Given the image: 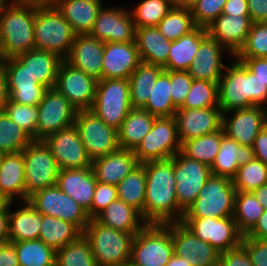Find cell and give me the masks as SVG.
<instances>
[{
    "label": "cell",
    "mask_w": 267,
    "mask_h": 266,
    "mask_svg": "<svg viewBox=\"0 0 267 266\" xmlns=\"http://www.w3.org/2000/svg\"><path fill=\"white\" fill-rule=\"evenodd\" d=\"M146 171V195L144 221L147 224H168L182 221L184 213L179 209L173 159L148 161Z\"/></svg>",
    "instance_id": "1"
},
{
    "label": "cell",
    "mask_w": 267,
    "mask_h": 266,
    "mask_svg": "<svg viewBox=\"0 0 267 266\" xmlns=\"http://www.w3.org/2000/svg\"><path fill=\"white\" fill-rule=\"evenodd\" d=\"M233 60L231 65L225 66L218 82V107L222 113L252 106L266 108L267 85L241 61L235 57Z\"/></svg>",
    "instance_id": "2"
},
{
    "label": "cell",
    "mask_w": 267,
    "mask_h": 266,
    "mask_svg": "<svg viewBox=\"0 0 267 266\" xmlns=\"http://www.w3.org/2000/svg\"><path fill=\"white\" fill-rule=\"evenodd\" d=\"M36 6L11 1L0 14V43L6 58L35 48Z\"/></svg>",
    "instance_id": "3"
},
{
    "label": "cell",
    "mask_w": 267,
    "mask_h": 266,
    "mask_svg": "<svg viewBox=\"0 0 267 266\" xmlns=\"http://www.w3.org/2000/svg\"><path fill=\"white\" fill-rule=\"evenodd\" d=\"M83 236L89 241L97 266H124L130 261L134 235L90 219Z\"/></svg>",
    "instance_id": "4"
},
{
    "label": "cell",
    "mask_w": 267,
    "mask_h": 266,
    "mask_svg": "<svg viewBox=\"0 0 267 266\" xmlns=\"http://www.w3.org/2000/svg\"><path fill=\"white\" fill-rule=\"evenodd\" d=\"M76 36L72 26L54 5L36 6L35 49L54 53L65 60Z\"/></svg>",
    "instance_id": "5"
},
{
    "label": "cell",
    "mask_w": 267,
    "mask_h": 266,
    "mask_svg": "<svg viewBox=\"0 0 267 266\" xmlns=\"http://www.w3.org/2000/svg\"><path fill=\"white\" fill-rule=\"evenodd\" d=\"M173 254L172 223L147 224L133 237L129 263L166 266Z\"/></svg>",
    "instance_id": "6"
},
{
    "label": "cell",
    "mask_w": 267,
    "mask_h": 266,
    "mask_svg": "<svg viewBox=\"0 0 267 266\" xmlns=\"http://www.w3.org/2000/svg\"><path fill=\"white\" fill-rule=\"evenodd\" d=\"M236 192L231 179L211 175L183 218L233 216Z\"/></svg>",
    "instance_id": "7"
},
{
    "label": "cell",
    "mask_w": 267,
    "mask_h": 266,
    "mask_svg": "<svg viewBox=\"0 0 267 266\" xmlns=\"http://www.w3.org/2000/svg\"><path fill=\"white\" fill-rule=\"evenodd\" d=\"M132 109L129 79H101L97 82L90 110L107 125L118 130Z\"/></svg>",
    "instance_id": "8"
},
{
    "label": "cell",
    "mask_w": 267,
    "mask_h": 266,
    "mask_svg": "<svg viewBox=\"0 0 267 266\" xmlns=\"http://www.w3.org/2000/svg\"><path fill=\"white\" fill-rule=\"evenodd\" d=\"M181 151L174 116L156 117L150 131L133 150L139 163L166 160Z\"/></svg>",
    "instance_id": "9"
},
{
    "label": "cell",
    "mask_w": 267,
    "mask_h": 266,
    "mask_svg": "<svg viewBox=\"0 0 267 266\" xmlns=\"http://www.w3.org/2000/svg\"><path fill=\"white\" fill-rule=\"evenodd\" d=\"M25 201L35 192L54 186L59 167L43 140H33L24 150Z\"/></svg>",
    "instance_id": "10"
},
{
    "label": "cell",
    "mask_w": 267,
    "mask_h": 266,
    "mask_svg": "<svg viewBox=\"0 0 267 266\" xmlns=\"http://www.w3.org/2000/svg\"><path fill=\"white\" fill-rule=\"evenodd\" d=\"M74 126L91 161L120 148L118 130L107 125L90 109L77 110Z\"/></svg>",
    "instance_id": "11"
},
{
    "label": "cell",
    "mask_w": 267,
    "mask_h": 266,
    "mask_svg": "<svg viewBox=\"0 0 267 266\" xmlns=\"http://www.w3.org/2000/svg\"><path fill=\"white\" fill-rule=\"evenodd\" d=\"M28 201L41 214L73 223L82 232L91 219L83 207L56 185L35 192Z\"/></svg>",
    "instance_id": "12"
},
{
    "label": "cell",
    "mask_w": 267,
    "mask_h": 266,
    "mask_svg": "<svg viewBox=\"0 0 267 266\" xmlns=\"http://www.w3.org/2000/svg\"><path fill=\"white\" fill-rule=\"evenodd\" d=\"M172 159L177 202L179 209L185 213L211 176V170L209 166L188 158L181 151Z\"/></svg>",
    "instance_id": "13"
},
{
    "label": "cell",
    "mask_w": 267,
    "mask_h": 266,
    "mask_svg": "<svg viewBox=\"0 0 267 266\" xmlns=\"http://www.w3.org/2000/svg\"><path fill=\"white\" fill-rule=\"evenodd\" d=\"M192 233L208 242L220 253L238 247L243 234L238 230L233 216L224 218H183L181 221Z\"/></svg>",
    "instance_id": "14"
},
{
    "label": "cell",
    "mask_w": 267,
    "mask_h": 266,
    "mask_svg": "<svg viewBox=\"0 0 267 266\" xmlns=\"http://www.w3.org/2000/svg\"><path fill=\"white\" fill-rule=\"evenodd\" d=\"M77 109L55 88L47 89L38 104L36 140H44L74 125Z\"/></svg>",
    "instance_id": "15"
},
{
    "label": "cell",
    "mask_w": 267,
    "mask_h": 266,
    "mask_svg": "<svg viewBox=\"0 0 267 266\" xmlns=\"http://www.w3.org/2000/svg\"><path fill=\"white\" fill-rule=\"evenodd\" d=\"M97 82L95 78L63 60L54 88L77 110H88L92 108L95 100Z\"/></svg>",
    "instance_id": "16"
},
{
    "label": "cell",
    "mask_w": 267,
    "mask_h": 266,
    "mask_svg": "<svg viewBox=\"0 0 267 266\" xmlns=\"http://www.w3.org/2000/svg\"><path fill=\"white\" fill-rule=\"evenodd\" d=\"M266 125L267 108L262 106H252L222 113V128L225 135L243 146L252 147L255 138Z\"/></svg>",
    "instance_id": "17"
},
{
    "label": "cell",
    "mask_w": 267,
    "mask_h": 266,
    "mask_svg": "<svg viewBox=\"0 0 267 266\" xmlns=\"http://www.w3.org/2000/svg\"><path fill=\"white\" fill-rule=\"evenodd\" d=\"M43 141L56 159L59 169L92 167V161L74 125L49 135Z\"/></svg>",
    "instance_id": "18"
},
{
    "label": "cell",
    "mask_w": 267,
    "mask_h": 266,
    "mask_svg": "<svg viewBox=\"0 0 267 266\" xmlns=\"http://www.w3.org/2000/svg\"><path fill=\"white\" fill-rule=\"evenodd\" d=\"M135 24L130 10L102 7L89 33L96 39L107 42H134Z\"/></svg>",
    "instance_id": "19"
},
{
    "label": "cell",
    "mask_w": 267,
    "mask_h": 266,
    "mask_svg": "<svg viewBox=\"0 0 267 266\" xmlns=\"http://www.w3.org/2000/svg\"><path fill=\"white\" fill-rule=\"evenodd\" d=\"M3 71L6 77L9 100L30 106L40 103L47 88L39 84L16 57L6 58Z\"/></svg>",
    "instance_id": "20"
},
{
    "label": "cell",
    "mask_w": 267,
    "mask_h": 266,
    "mask_svg": "<svg viewBox=\"0 0 267 266\" xmlns=\"http://www.w3.org/2000/svg\"><path fill=\"white\" fill-rule=\"evenodd\" d=\"M174 253L191 266H212L219 262L220 252L196 237L181 221L172 223Z\"/></svg>",
    "instance_id": "21"
},
{
    "label": "cell",
    "mask_w": 267,
    "mask_h": 266,
    "mask_svg": "<svg viewBox=\"0 0 267 266\" xmlns=\"http://www.w3.org/2000/svg\"><path fill=\"white\" fill-rule=\"evenodd\" d=\"M174 118L181 144L185 140L208 135L222 128V111L219 107L177 108Z\"/></svg>",
    "instance_id": "22"
},
{
    "label": "cell",
    "mask_w": 267,
    "mask_h": 266,
    "mask_svg": "<svg viewBox=\"0 0 267 266\" xmlns=\"http://www.w3.org/2000/svg\"><path fill=\"white\" fill-rule=\"evenodd\" d=\"M140 63L135 41L104 43L101 79H129Z\"/></svg>",
    "instance_id": "23"
},
{
    "label": "cell",
    "mask_w": 267,
    "mask_h": 266,
    "mask_svg": "<svg viewBox=\"0 0 267 266\" xmlns=\"http://www.w3.org/2000/svg\"><path fill=\"white\" fill-rule=\"evenodd\" d=\"M252 21L249 16L221 14L208 27L210 37L220 43L233 58L244 45Z\"/></svg>",
    "instance_id": "24"
},
{
    "label": "cell",
    "mask_w": 267,
    "mask_h": 266,
    "mask_svg": "<svg viewBox=\"0 0 267 266\" xmlns=\"http://www.w3.org/2000/svg\"><path fill=\"white\" fill-rule=\"evenodd\" d=\"M104 42L90 34H79L74 39L65 61L85 74L101 80Z\"/></svg>",
    "instance_id": "25"
},
{
    "label": "cell",
    "mask_w": 267,
    "mask_h": 266,
    "mask_svg": "<svg viewBox=\"0 0 267 266\" xmlns=\"http://www.w3.org/2000/svg\"><path fill=\"white\" fill-rule=\"evenodd\" d=\"M97 179L92 167L60 169L56 186L83 207L91 218Z\"/></svg>",
    "instance_id": "26"
},
{
    "label": "cell",
    "mask_w": 267,
    "mask_h": 266,
    "mask_svg": "<svg viewBox=\"0 0 267 266\" xmlns=\"http://www.w3.org/2000/svg\"><path fill=\"white\" fill-rule=\"evenodd\" d=\"M222 51H227L215 39L207 35L200 44L196 57L187 72L195 80L219 82L225 66Z\"/></svg>",
    "instance_id": "27"
},
{
    "label": "cell",
    "mask_w": 267,
    "mask_h": 266,
    "mask_svg": "<svg viewBox=\"0 0 267 266\" xmlns=\"http://www.w3.org/2000/svg\"><path fill=\"white\" fill-rule=\"evenodd\" d=\"M140 163L133 150H118L92 161V169L98 182L117 186Z\"/></svg>",
    "instance_id": "28"
},
{
    "label": "cell",
    "mask_w": 267,
    "mask_h": 266,
    "mask_svg": "<svg viewBox=\"0 0 267 266\" xmlns=\"http://www.w3.org/2000/svg\"><path fill=\"white\" fill-rule=\"evenodd\" d=\"M255 158L254 150L251 146H243L235 140L225 135L220 144V150L212 163L211 175L233 179L239 167L246 165Z\"/></svg>",
    "instance_id": "29"
},
{
    "label": "cell",
    "mask_w": 267,
    "mask_h": 266,
    "mask_svg": "<svg viewBox=\"0 0 267 266\" xmlns=\"http://www.w3.org/2000/svg\"><path fill=\"white\" fill-rule=\"evenodd\" d=\"M54 6L79 35L91 32L103 4L102 0H55Z\"/></svg>",
    "instance_id": "30"
},
{
    "label": "cell",
    "mask_w": 267,
    "mask_h": 266,
    "mask_svg": "<svg viewBox=\"0 0 267 266\" xmlns=\"http://www.w3.org/2000/svg\"><path fill=\"white\" fill-rule=\"evenodd\" d=\"M15 57L26 67L29 74L39 84L47 89L54 88L57 73L63 61L58 55L34 48Z\"/></svg>",
    "instance_id": "31"
},
{
    "label": "cell",
    "mask_w": 267,
    "mask_h": 266,
    "mask_svg": "<svg viewBox=\"0 0 267 266\" xmlns=\"http://www.w3.org/2000/svg\"><path fill=\"white\" fill-rule=\"evenodd\" d=\"M95 219L105 226L133 235L147 225L138 210L119 198L111 202Z\"/></svg>",
    "instance_id": "32"
},
{
    "label": "cell",
    "mask_w": 267,
    "mask_h": 266,
    "mask_svg": "<svg viewBox=\"0 0 267 266\" xmlns=\"http://www.w3.org/2000/svg\"><path fill=\"white\" fill-rule=\"evenodd\" d=\"M135 43L141 62L162 67L167 63L172 41L166 39L157 27L136 28Z\"/></svg>",
    "instance_id": "33"
},
{
    "label": "cell",
    "mask_w": 267,
    "mask_h": 266,
    "mask_svg": "<svg viewBox=\"0 0 267 266\" xmlns=\"http://www.w3.org/2000/svg\"><path fill=\"white\" fill-rule=\"evenodd\" d=\"M0 192L14 202L25 201V165L23 151L6 153L0 166ZM18 196V197H15Z\"/></svg>",
    "instance_id": "34"
},
{
    "label": "cell",
    "mask_w": 267,
    "mask_h": 266,
    "mask_svg": "<svg viewBox=\"0 0 267 266\" xmlns=\"http://www.w3.org/2000/svg\"><path fill=\"white\" fill-rule=\"evenodd\" d=\"M208 35L206 28L196 27L179 39L172 41L164 70L187 71L196 57L201 41Z\"/></svg>",
    "instance_id": "35"
},
{
    "label": "cell",
    "mask_w": 267,
    "mask_h": 266,
    "mask_svg": "<svg viewBox=\"0 0 267 266\" xmlns=\"http://www.w3.org/2000/svg\"><path fill=\"white\" fill-rule=\"evenodd\" d=\"M24 206L11 212L13 202L9 204V239L10 242L39 239L42 227V214L29 201Z\"/></svg>",
    "instance_id": "36"
},
{
    "label": "cell",
    "mask_w": 267,
    "mask_h": 266,
    "mask_svg": "<svg viewBox=\"0 0 267 266\" xmlns=\"http://www.w3.org/2000/svg\"><path fill=\"white\" fill-rule=\"evenodd\" d=\"M156 116L142 108H133L118 129L120 148L134 150L150 131Z\"/></svg>",
    "instance_id": "37"
},
{
    "label": "cell",
    "mask_w": 267,
    "mask_h": 266,
    "mask_svg": "<svg viewBox=\"0 0 267 266\" xmlns=\"http://www.w3.org/2000/svg\"><path fill=\"white\" fill-rule=\"evenodd\" d=\"M83 232L73 223L51 215L42 214L39 239L47 246L58 250L79 239Z\"/></svg>",
    "instance_id": "38"
},
{
    "label": "cell",
    "mask_w": 267,
    "mask_h": 266,
    "mask_svg": "<svg viewBox=\"0 0 267 266\" xmlns=\"http://www.w3.org/2000/svg\"><path fill=\"white\" fill-rule=\"evenodd\" d=\"M164 70L160 65L141 62L129 78L130 100L133 108H142L148 101L159 74Z\"/></svg>",
    "instance_id": "39"
},
{
    "label": "cell",
    "mask_w": 267,
    "mask_h": 266,
    "mask_svg": "<svg viewBox=\"0 0 267 266\" xmlns=\"http://www.w3.org/2000/svg\"><path fill=\"white\" fill-rule=\"evenodd\" d=\"M118 198L138 210L144 219L146 195V171L144 163H140L117 185Z\"/></svg>",
    "instance_id": "40"
},
{
    "label": "cell",
    "mask_w": 267,
    "mask_h": 266,
    "mask_svg": "<svg viewBox=\"0 0 267 266\" xmlns=\"http://www.w3.org/2000/svg\"><path fill=\"white\" fill-rule=\"evenodd\" d=\"M223 138V128L219 131L185 140L181 144V152L188 158L194 159L211 167Z\"/></svg>",
    "instance_id": "41"
},
{
    "label": "cell",
    "mask_w": 267,
    "mask_h": 266,
    "mask_svg": "<svg viewBox=\"0 0 267 266\" xmlns=\"http://www.w3.org/2000/svg\"><path fill=\"white\" fill-rule=\"evenodd\" d=\"M170 82V70H163L154 84L147 103L142 109L147 110L156 117H171L176 113L177 107L173 104Z\"/></svg>",
    "instance_id": "42"
},
{
    "label": "cell",
    "mask_w": 267,
    "mask_h": 266,
    "mask_svg": "<svg viewBox=\"0 0 267 266\" xmlns=\"http://www.w3.org/2000/svg\"><path fill=\"white\" fill-rule=\"evenodd\" d=\"M19 266H56V250L40 239L12 242Z\"/></svg>",
    "instance_id": "43"
},
{
    "label": "cell",
    "mask_w": 267,
    "mask_h": 266,
    "mask_svg": "<svg viewBox=\"0 0 267 266\" xmlns=\"http://www.w3.org/2000/svg\"><path fill=\"white\" fill-rule=\"evenodd\" d=\"M265 208L252 192L237 191L235 196L234 220L238 230L246 235L258 222Z\"/></svg>",
    "instance_id": "44"
},
{
    "label": "cell",
    "mask_w": 267,
    "mask_h": 266,
    "mask_svg": "<svg viewBox=\"0 0 267 266\" xmlns=\"http://www.w3.org/2000/svg\"><path fill=\"white\" fill-rule=\"evenodd\" d=\"M196 27L191 9L177 6H173L157 26L161 34L170 41L179 39Z\"/></svg>",
    "instance_id": "45"
},
{
    "label": "cell",
    "mask_w": 267,
    "mask_h": 266,
    "mask_svg": "<svg viewBox=\"0 0 267 266\" xmlns=\"http://www.w3.org/2000/svg\"><path fill=\"white\" fill-rule=\"evenodd\" d=\"M173 6V0H141L130 10L135 28L157 27Z\"/></svg>",
    "instance_id": "46"
},
{
    "label": "cell",
    "mask_w": 267,
    "mask_h": 266,
    "mask_svg": "<svg viewBox=\"0 0 267 266\" xmlns=\"http://www.w3.org/2000/svg\"><path fill=\"white\" fill-rule=\"evenodd\" d=\"M56 266H97L89 241L82 235L56 250Z\"/></svg>",
    "instance_id": "47"
},
{
    "label": "cell",
    "mask_w": 267,
    "mask_h": 266,
    "mask_svg": "<svg viewBox=\"0 0 267 266\" xmlns=\"http://www.w3.org/2000/svg\"><path fill=\"white\" fill-rule=\"evenodd\" d=\"M33 139L3 111H0V150L22 152Z\"/></svg>",
    "instance_id": "48"
},
{
    "label": "cell",
    "mask_w": 267,
    "mask_h": 266,
    "mask_svg": "<svg viewBox=\"0 0 267 266\" xmlns=\"http://www.w3.org/2000/svg\"><path fill=\"white\" fill-rule=\"evenodd\" d=\"M232 182L236 191L253 192L267 184V165L254 158L246 165L239 167Z\"/></svg>",
    "instance_id": "49"
},
{
    "label": "cell",
    "mask_w": 267,
    "mask_h": 266,
    "mask_svg": "<svg viewBox=\"0 0 267 266\" xmlns=\"http://www.w3.org/2000/svg\"><path fill=\"white\" fill-rule=\"evenodd\" d=\"M218 107V82L193 79L191 88L179 108Z\"/></svg>",
    "instance_id": "50"
},
{
    "label": "cell",
    "mask_w": 267,
    "mask_h": 266,
    "mask_svg": "<svg viewBox=\"0 0 267 266\" xmlns=\"http://www.w3.org/2000/svg\"><path fill=\"white\" fill-rule=\"evenodd\" d=\"M2 111L16 122L33 140H36L38 105L30 106L9 100Z\"/></svg>",
    "instance_id": "51"
},
{
    "label": "cell",
    "mask_w": 267,
    "mask_h": 266,
    "mask_svg": "<svg viewBox=\"0 0 267 266\" xmlns=\"http://www.w3.org/2000/svg\"><path fill=\"white\" fill-rule=\"evenodd\" d=\"M235 58H267V22L253 23Z\"/></svg>",
    "instance_id": "52"
},
{
    "label": "cell",
    "mask_w": 267,
    "mask_h": 266,
    "mask_svg": "<svg viewBox=\"0 0 267 266\" xmlns=\"http://www.w3.org/2000/svg\"><path fill=\"white\" fill-rule=\"evenodd\" d=\"M227 0H198L191 8L195 25L208 27L221 14Z\"/></svg>",
    "instance_id": "53"
},
{
    "label": "cell",
    "mask_w": 267,
    "mask_h": 266,
    "mask_svg": "<svg viewBox=\"0 0 267 266\" xmlns=\"http://www.w3.org/2000/svg\"><path fill=\"white\" fill-rule=\"evenodd\" d=\"M193 78L187 71H170V82H171V92L173 104L179 108L192 85Z\"/></svg>",
    "instance_id": "54"
},
{
    "label": "cell",
    "mask_w": 267,
    "mask_h": 266,
    "mask_svg": "<svg viewBox=\"0 0 267 266\" xmlns=\"http://www.w3.org/2000/svg\"><path fill=\"white\" fill-rule=\"evenodd\" d=\"M117 198V186L97 181L91 205V219L95 218L103 209Z\"/></svg>",
    "instance_id": "55"
},
{
    "label": "cell",
    "mask_w": 267,
    "mask_h": 266,
    "mask_svg": "<svg viewBox=\"0 0 267 266\" xmlns=\"http://www.w3.org/2000/svg\"><path fill=\"white\" fill-rule=\"evenodd\" d=\"M241 245L246 249L253 266H267V240L243 235Z\"/></svg>",
    "instance_id": "56"
},
{
    "label": "cell",
    "mask_w": 267,
    "mask_h": 266,
    "mask_svg": "<svg viewBox=\"0 0 267 266\" xmlns=\"http://www.w3.org/2000/svg\"><path fill=\"white\" fill-rule=\"evenodd\" d=\"M219 263L222 266H253L246 249L241 244L238 247L221 252Z\"/></svg>",
    "instance_id": "57"
},
{
    "label": "cell",
    "mask_w": 267,
    "mask_h": 266,
    "mask_svg": "<svg viewBox=\"0 0 267 266\" xmlns=\"http://www.w3.org/2000/svg\"><path fill=\"white\" fill-rule=\"evenodd\" d=\"M241 61L246 68L267 85V58H236Z\"/></svg>",
    "instance_id": "58"
},
{
    "label": "cell",
    "mask_w": 267,
    "mask_h": 266,
    "mask_svg": "<svg viewBox=\"0 0 267 266\" xmlns=\"http://www.w3.org/2000/svg\"><path fill=\"white\" fill-rule=\"evenodd\" d=\"M252 23L267 22V0H247Z\"/></svg>",
    "instance_id": "59"
},
{
    "label": "cell",
    "mask_w": 267,
    "mask_h": 266,
    "mask_svg": "<svg viewBox=\"0 0 267 266\" xmlns=\"http://www.w3.org/2000/svg\"><path fill=\"white\" fill-rule=\"evenodd\" d=\"M252 148L254 150L255 158L267 165V125L255 138Z\"/></svg>",
    "instance_id": "60"
},
{
    "label": "cell",
    "mask_w": 267,
    "mask_h": 266,
    "mask_svg": "<svg viewBox=\"0 0 267 266\" xmlns=\"http://www.w3.org/2000/svg\"><path fill=\"white\" fill-rule=\"evenodd\" d=\"M223 14L249 16L247 0H227L222 10Z\"/></svg>",
    "instance_id": "61"
},
{
    "label": "cell",
    "mask_w": 267,
    "mask_h": 266,
    "mask_svg": "<svg viewBox=\"0 0 267 266\" xmlns=\"http://www.w3.org/2000/svg\"><path fill=\"white\" fill-rule=\"evenodd\" d=\"M15 245L12 242L0 246V266H19Z\"/></svg>",
    "instance_id": "62"
},
{
    "label": "cell",
    "mask_w": 267,
    "mask_h": 266,
    "mask_svg": "<svg viewBox=\"0 0 267 266\" xmlns=\"http://www.w3.org/2000/svg\"><path fill=\"white\" fill-rule=\"evenodd\" d=\"M247 237L253 239L267 240V210L259 217L255 226L246 234Z\"/></svg>",
    "instance_id": "63"
},
{
    "label": "cell",
    "mask_w": 267,
    "mask_h": 266,
    "mask_svg": "<svg viewBox=\"0 0 267 266\" xmlns=\"http://www.w3.org/2000/svg\"><path fill=\"white\" fill-rule=\"evenodd\" d=\"M10 242L9 239V206L0 212V246Z\"/></svg>",
    "instance_id": "64"
},
{
    "label": "cell",
    "mask_w": 267,
    "mask_h": 266,
    "mask_svg": "<svg viewBox=\"0 0 267 266\" xmlns=\"http://www.w3.org/2000/svg\"><path fill=\"white\" fill-rule=\"evenodd\" d=\"M9 101V93L7 88L6 77L3 69H0V111Z\"/></svg>",
    "instance_id": "65"
},
{
    "label": "cell",
    "mask_w": 267,
    "mask_h": 266,
    "mask_svg": "<svg viewBox=\"0 0 267 266\" xmlns=\"http://www.w3.org/2000/svg\"><path fill=\"white\" fill-rule=\"evenodd\" d=\"M257 201L267 210V184L262 185L252 192Z\"/></svg>",
    "instance_id": "66"
},
{
    "label": "cell",
    "mask_w": 267,
    "mask_h": 266,
    "mask_svg": "<svg viewBox=\"0 0 267 266\" xmlns=\"http://www.w3.org/2000/svg\"><path fill=\"white\" fill-rule=\"evenodd\" d=\"M17 3L30 4L34 6H52L55 0H11Z\"/></svg>",
    "instance_id": "67"
},
{
    "label": "cell",
    "mask_w": 267,
    "mask_h": 266,
    "mask_svg": "<svg viewBox=\"0 0 267 266\" xmlns=\"http://www.w3.org/2000/svg\"><path fill=\"white\" fill-rule=\"evenodd\" d=\"M166 266H191L186 258L182 259L178 257L175 253L171 256L169 262Z\"/></svg>",
    "instance_id": "68"
},
{
    "label": "cell",
    "mask_w": 267,
    "mask_h": 266,
    "mask_svg": "<svg viewBox=\"0 0 267 266\" xmlns=\"http://www.w3.org/2000/svg\"><path fill=\"white\" fill-rule=\"evenodd\" d=\"M198 0H173L174 6L177 7H183V8H192V6L197 2Z\"/></svg>",
    "instance_id": "69"
},
{
    "label": "cell",
    "mask_w": 267,
    "mask_h": 266,
    "mask_svg": "<svg viewBox=\"0 0 267 266\" xmlns=\"http://www.w3.org/2000/svg\"><path fill=\"white\" fill-rule=\"evenodd\" d=\"M10 202L11 201L0 192V212L5 210L9 206Z\"/></svg>",
    "instance_id": "70"
},
{
    "label": "cell",
    "mask_w": 267,
    "mask_h": 266,
    "mask_svg": "<svg viewBox=\"0 0 267 266\" xmlns=\"http://www.w3.org/2000/svg\"><path fill=\"white\" fill-rule=\"evenodd\" d=\"M5 61H6V57L3 54L2 45L0 43V69H3V67L5 65Z\"/></svg>",
    "instance_id": "71"
},
{
    "label": "cell",
    "mask_w": 267,
    "mask_h": 266,
    "mask_svg": "<svg viewBox=\"0 0 267 266\" xmlns=\"http://www.w3.org/2000/svg\"><path fill=\"white\" fill-rule=\"evenodd\" d=\"M10 2L11 0H0V14Z\"/></svg>",
    "instance_id": "72"
},
{
    "label": "cell",
    "mask_w": 267,
    "mask_h": 266,
    "mask_svg": "<svg viewBox=\"0 0 267 266\" xmlns=\"http://www.w3.org/2000/svg\"><path fill=\"white\" fill-rule=\"evenodd\" d=\"M5 155H6V152L0 150V166H1L2 162H3V159H4Z\"/></svg>",
    "instance_id": "73"
},
{
    "label": "cell",
    "mask_w": 267,
    "mask_h": 266,
    "mask_svg": "<svg viewBox=\"0 0 267 266\" xmlns=\"http://www.w3.org/2000/svg\"><path fill=\"white\" fill-rule=\"evenodd\" d=\"M124 266H134V265L131 264V263H127V264H125Z\"/></svg>",
    "instance_id": "74"
},
{
    "label": "cell",
    "mask_w": 267,
    "mask_h": 266,
    "mask_svg": "<svg viewBox=\"0 0 267 266\" xmlns=\"http://www.w3.org/2000/svg\"><path fill=\"white\" fill-rule=\"evenodd\" d=\"M212 266H222V265L218 262V263H216V264H214Z\"/></svg>",
    "instance_id": "75"
}]
</instances>
